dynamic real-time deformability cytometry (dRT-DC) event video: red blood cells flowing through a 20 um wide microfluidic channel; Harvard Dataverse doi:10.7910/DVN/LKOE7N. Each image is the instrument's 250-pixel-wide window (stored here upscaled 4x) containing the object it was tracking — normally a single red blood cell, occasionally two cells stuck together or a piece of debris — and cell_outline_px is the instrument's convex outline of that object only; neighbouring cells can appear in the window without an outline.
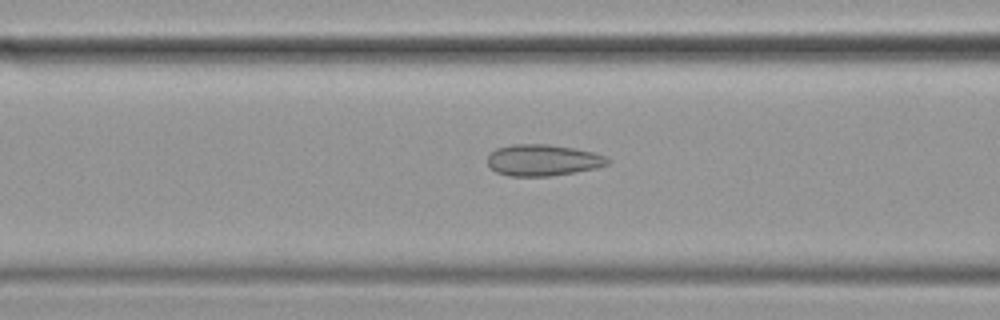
{"species": "common noctule bat (a hibernating species)", "species_latin": "Nyctalus noctula", "temperature_condition": "cold", "stored_images_in_passage": 8, "camera_frame_rate_fps": 3000, "um_per_image_px": 0.085, "animal": {"sex": "female", "body_mass_g": 19.9}, "frame": {"image": 1, "passage_image": 6, "time_ms": 1.667, "image_size_px": [1000, 320], "cell_outline_px": [[612, 160], [608, 164], [596, 168], [552, 176], [512, 176], [496, 172], [488, 164], [488, 156], [496, 148], [512, 144], [548, 144], [596, 152]], "centroid_in_image_um": [46.17, 13.61], "position_along_channel_um": 120.4, "area_um2": 21.96}}